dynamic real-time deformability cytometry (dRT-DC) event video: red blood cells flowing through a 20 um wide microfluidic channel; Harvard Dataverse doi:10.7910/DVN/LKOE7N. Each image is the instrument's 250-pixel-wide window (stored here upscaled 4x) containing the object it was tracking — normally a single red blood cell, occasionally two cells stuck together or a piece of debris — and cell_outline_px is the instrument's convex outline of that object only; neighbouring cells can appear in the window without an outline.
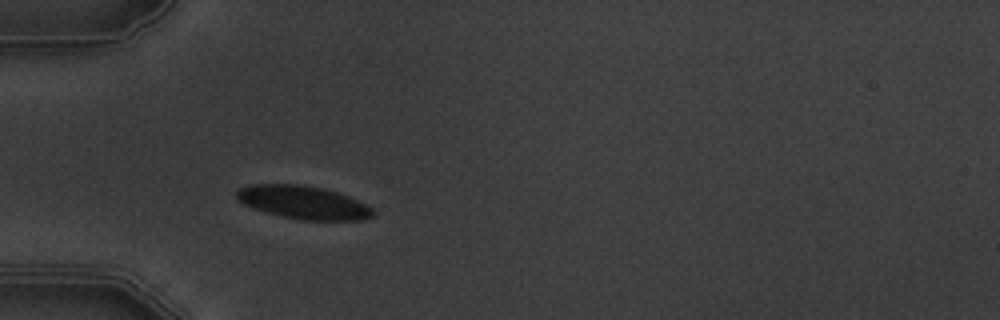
{"species": "common noctule bat (a hibernating species)", "species_latin": "Nyctalus noctula", "temperature_condition": "warm", "stored_images_in_passage": 2, "camera_frame_rate_fps": 3000, "um_per_image_px": 0.085, "animal": {"sex": "male", "body_mass_g": 19.5, "forearm_length_mm": 54.6}, "frame": {"image": 1, "passage_image": 2, "time_ms": 2.0, "image_size_px": [1000, 320], "cell_outline_px": [[376, 212], [372, 216], [364, 220], [304, 220], [280, 216], [244, 204], [236, 200], [236, 192], [240, 188], [248, 184], [300, 184], [320, 188], [336, 192], [348, 196], [372, 208]], "centroid_in_image_um": [25.77, 17.2], "position_along_channel_um": 59.2, "area_um2": 26.13}}